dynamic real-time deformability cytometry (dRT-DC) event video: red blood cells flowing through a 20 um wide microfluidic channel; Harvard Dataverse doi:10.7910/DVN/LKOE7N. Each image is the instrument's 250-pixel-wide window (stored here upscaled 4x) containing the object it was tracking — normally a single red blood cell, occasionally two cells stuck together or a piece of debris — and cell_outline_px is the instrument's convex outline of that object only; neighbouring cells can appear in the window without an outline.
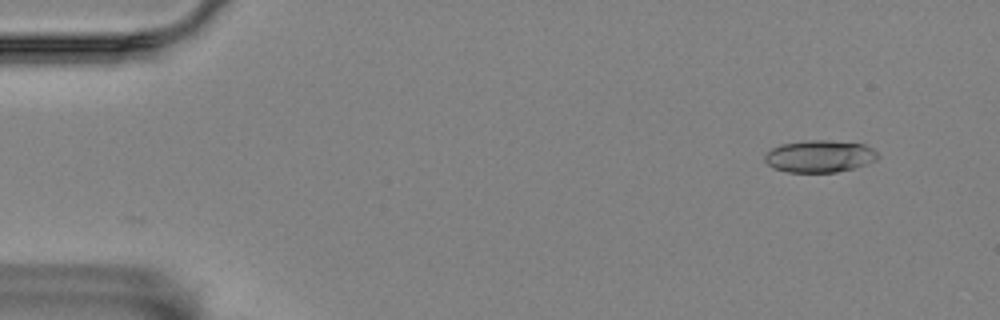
{"species": "Egyptian fruit bat (a non-hibernating species)", "species_latin": "Rousettus aegyptiacus", "temperature_condition": "room temperature", "stored_images_in_passage": 2, "camera_frame_rate_fps": 3000, "um_per_image_px": 0.085, "animal": {"sex": "female"}, "frame": {"image": 1, "passage_image": 2, "time_ms": 0.333, "image_size_px": [1000, 320], "cell_outline_px": [[880, 156], [876, 160], [868, 164], [836, 172], [788, 172], [772, 168], [764, 160], [764, 156], [772, 148], [780, 144], [804, 140], [828, 140], [864, 144], [872, 148]], "centroid_in_image_um": [69.66, 13.28], "position_along_channel_um": 15.3, "area_um2": 21.27}}